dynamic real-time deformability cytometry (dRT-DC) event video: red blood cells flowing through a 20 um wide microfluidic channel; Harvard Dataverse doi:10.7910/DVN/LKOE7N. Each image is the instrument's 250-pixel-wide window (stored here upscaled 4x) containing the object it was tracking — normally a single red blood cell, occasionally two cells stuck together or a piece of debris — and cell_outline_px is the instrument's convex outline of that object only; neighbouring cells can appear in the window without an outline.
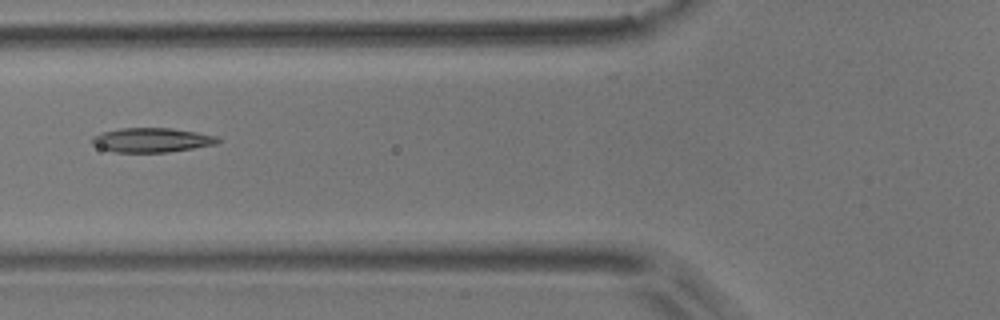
{"species": "common noctule bat (a hibernating species)", "species_latin": "Nyctalus noctula", "temperature_condition": "room temperature", "stored_images_in_passage": 7, "camera_frame_rate_fps": 3000, "um_per_image_px": 0.085, "animal": {"sex": "male", "body_mass_g": 17.9}, "frame": {"image": 1, "passage_image": 6, "time_ms": 1.667, "image_size_px": [1000, 320], "cell_outline_px": [[220, 140], [216, 144], [168, 152], [116, 152], [100, 148], [92, 144], [92, 136], [100, 132], [120, 128], [172, 128], [220, 136]], "centroid_in_image_um": [12.89, 11.89], "position_along_channel_um": 112.9, "area_um2": 17.92}}
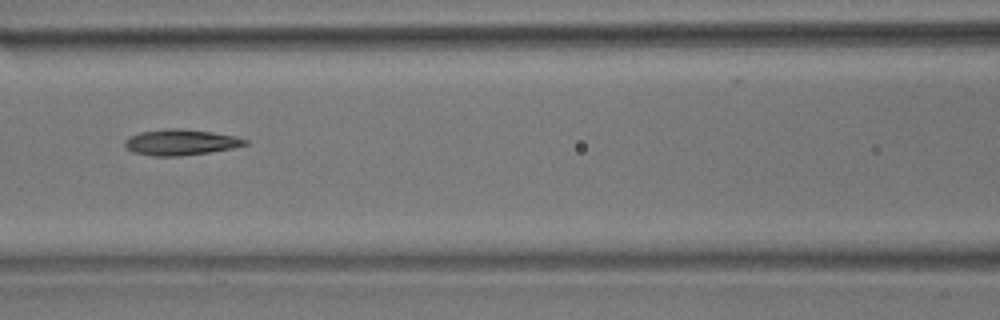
{"frame": {"image": 2, "passage_image": 7, "time_ms": 2.0, "image_size_px": [1000, 320], "cell_outline_px": [[248, 144], [232, 148], [208, 152], [180, 156], [152, 156], [132, 152], [124, 144], [124, 140], [128, 136], [140, 132], [168, 128], [180, 128], [212, 132], [236, 136], [248, 140]], "centroid_in_image_um": [15.34, 12.09], "position_along_channel_um": 151.3, "area_um2": 18.15}}